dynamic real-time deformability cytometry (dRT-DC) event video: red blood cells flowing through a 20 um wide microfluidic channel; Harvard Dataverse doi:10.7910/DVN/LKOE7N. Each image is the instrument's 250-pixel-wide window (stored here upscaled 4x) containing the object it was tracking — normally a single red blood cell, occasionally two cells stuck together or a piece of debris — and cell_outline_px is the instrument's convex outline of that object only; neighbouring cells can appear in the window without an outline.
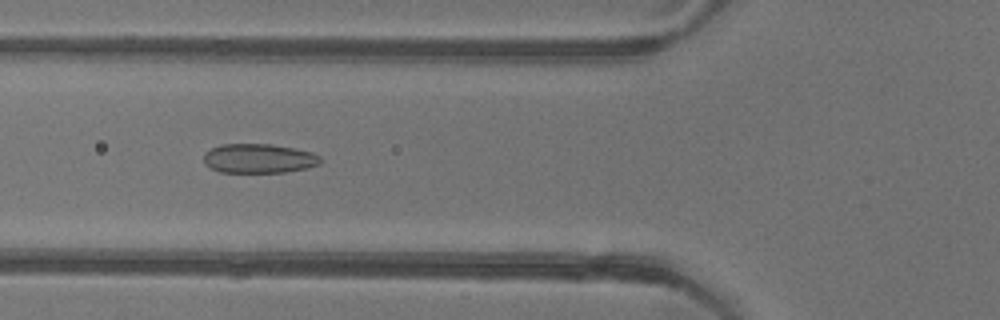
{"species": "common noctule bat (a hibernating species)", "species_latin": "Nyctalus noctula", "temperature_condition": "warm", "stored_images_in_passage": 36, "camera_frame_rate_fps": 3000, "um_per_image_px": 0.085, "animal": {"sex": "female"}, "frame": {"image": 1, "passage_image": 6, "time_ms": 1.667, "image_size_px": [1000, 320], "cell_outline_px": [[320, 164], [308, 168], [284, 172], [220, 172], [204, 164], [204, 152], [220, 144], [272, 144], [312, 152], [320, 156]], "centroid_in_image_um": [21.99, 13.46], "position_along_channel_um": 103.8, "area_um2": 19.94}}
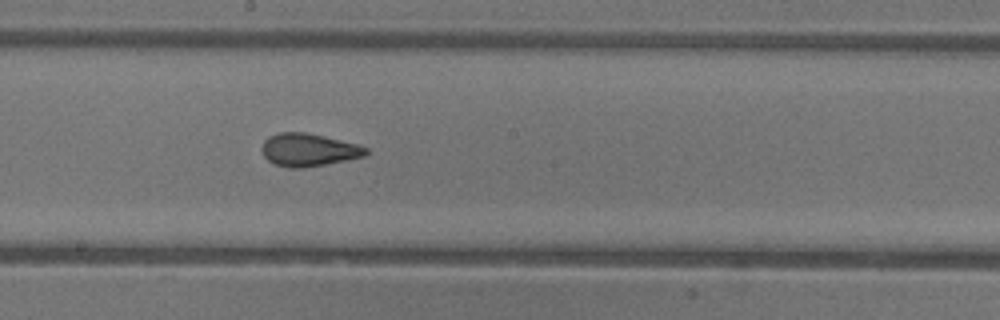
{"frame": {"image": 2, "passage_image": 15, "time_ms": 4.667, "image_size_px": [1000, 320], "cell_outline_px": [[368, 156], [324, 164], [300, 168], [288, 168], [276, 164], [268, 160], [264, 156], [260, 148], [264, 140], [268, 136], [280, 132], [304, 132], [324, 136], [356, 144], [368, 148]], "centroid_in_image_um": [26.21, 12.73], "position_along_channel_um": 222.0, "area_um2": 19.88}}
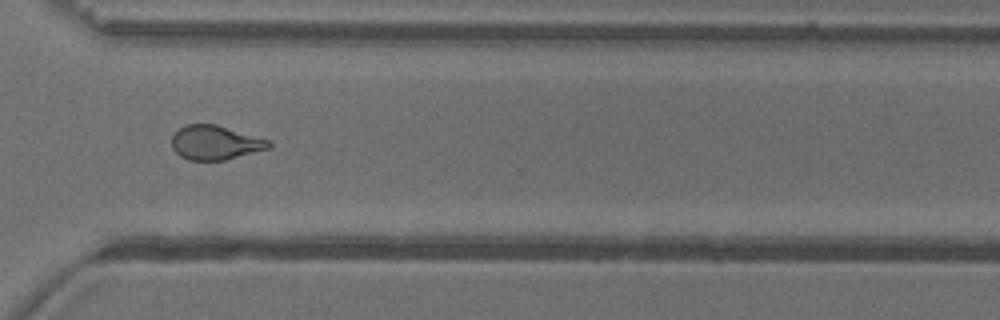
{"frame": {"image": 3, "passage_image": 25, "time_ms": 8.0, "image_size_px": [1000, 320], "cell_outline_px": [[272, 148], [224, 160], [188, 160], [180, 156], [172, 148], [172, 136], [184, 124], [216, 124], [272, 140]], "centroid_in_image_um": [18.34, 12.12], "position_along_channel_um": 352.3, "area_um2": 19.59}, "authors_computed_cell_mechanics": {"area_um2": 19.6809, "velocity_mm_per_s": 3.9166, "shape_relaxation_time_tau1_ms": null, "shape_relaxation_time_tau2_ms": 1.3343, "deformation_change_tau1": null, "deformation_change_tau2": 0.0792}}